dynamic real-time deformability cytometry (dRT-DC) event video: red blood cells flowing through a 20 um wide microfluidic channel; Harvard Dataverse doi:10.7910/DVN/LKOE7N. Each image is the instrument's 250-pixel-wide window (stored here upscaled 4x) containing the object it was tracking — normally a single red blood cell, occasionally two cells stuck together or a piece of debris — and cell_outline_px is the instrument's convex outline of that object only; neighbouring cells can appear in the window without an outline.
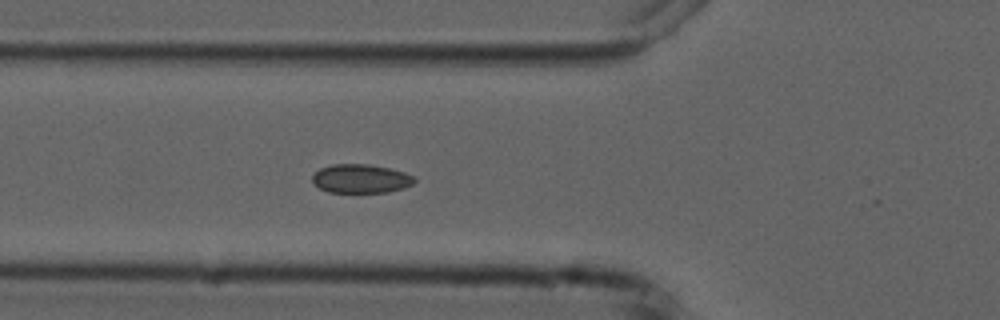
{"species": "common noctule bat (a hibernating species)", "species_latin": "Nyctalus noctula", "temperature_condition": "cold", "stored_images_in_passage": 5, "camera_frame_rate_fps": 3000, "um_per_image_px": 0.085, "animal": {"sex": "male", "forearm_length_mm": 52.5}, "frame": {"image": 1, "passage_image": 5, "time_ms": 4.333, "image_size_px": [1000, 320], "cell_outline_px": [[416, 180], [412, 184], [404, 188], [388, 192], [328, 192], [312, 184], [312, 176], [320, 168], [332, 164], [368, 164], [388, 168], [404, 172], [416, 176]], "centroid_in_image_um": [30.67, 15.18], "position_along_channel_um": 95.1, "area_um2": 17.22}}